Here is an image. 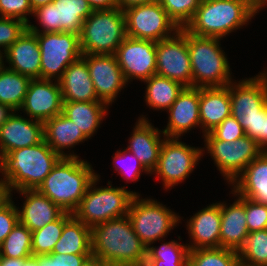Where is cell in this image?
Segmentation results:
<instances>
[{"label":"cell","instance_id":"1","mask_svg":"<svg viewBox=\"0 0 267 266\" xmlns=\"http://www.w3.org/2000/svg\"><path fill=\"white\" fill-rule=\"evenodd\" d=\"M92 255L108 266H136L146 260L147 248L134 232L128 216L91 228Z\"/></svg>","mask_w":267,"mask_h":266},{"label":"cell","instance_id":"2","mask_svg":"<svg viewBox=\"0 0 267 266\" xmlns=\"http://www.w3.org/2000/svg\"><path fill=\"white\" fill-rule=\"evenodd\" d=\"M61 158L45 140L34 146L15 149L0 158V172L4 174L2 181L10 194L12 189H37Z\"/></svg>","mask_w":267,"mask_h":266},{"label":"cell","instance_id":"3","mask_svg":"<svg viewBox=\"0 0 267 266\" xmlns=\"http://www.w3.org/2000/svg\"><path fill=\"white\" fill-rule=\"evenodd\" d=\"M87 161L78 157H62L37 190L65 212L73 213L97 176Z\"/></svg>","mask_w":267,"mask_h":266},{"label":"cell","instance_id":"4","mask_svg":"<svg viewBox=\"0 0 267 266\" xmlns=\"http://www.w3.org/2000/svg\"><path fill=\"white\" fill-rule=\"evenodd\" d=\"M254 15L253 0H201L184 29L195 36L221 39Z\"/></svg>","mask_w":267,"mask_h":266},{"label":"cell","instance_id":"5","mask_svg":"<svg viewBox=\"0 0 267 266\" xmlns=\"http://www.w3.org/2000/svg\"><path fill=\"white\" fill-rule=\"evenodd\" d=\"M219 38L199 37L187 32L192 67V87H224L231 83L230 66Z\"/></svg>","mask_w":267,"mask_h":266},{"label":"cell","instance_id":"6","mask_svg":"<svg viewBox=\"0 0 267 266\" xmlns=\"http://www.w3.org/2000/svg\"><path fill=\"white\" fill-rule=\"evenodd\" d=\"M125 38V15L120 8L93 10L79 34L82 54L114 55Z\"/></svg>","mask_w":267,"mask_h":266},{"label":"cell","instance_id":"7","mask_svg":"<svg viewBox=\"0 0 267 266\" xmlns=\"http://www.w3.org/2000/svg\"><path fill=\"white\" fill-rule=\"evenodd\" d=\"M97 175L88 186L78 208L73 216L92 228L100 223L127 216L132 199L137 193L128 191L125 187L95 188L99 180ZM94 185V188H92ZM93 189V190H92Z\"/></svg>","mask_w":267,"mask_h":266},{"label":"cell","instance_id":"8","mask_svg":"<svg viewBox=\"0 0 267 266\" xmlns=\"http://www.w3.org/2000/svg\"><path fill=\"white\" fill-rule=\"evenodd\" d=\"M134 232L148 248L161 240L179 222V217L163 204L152 199H139L135 195L127 214Z\"/></svg>","mask_w":267,"mask_h":266},{"label":"cell","instance_id":"9","mask_svg":"<svg viewBox=\"0 0 267 266\" xmlns=\"http://www.w3.org/2000/svg\"><path fill=\"white\" fill-rule=\"evenodd\" d=\"M41 50V79L57 81L66 68L82 57L78 34L67 32L36 33Z\"/></svg>","mask_w":267,"mask_h":266},{"label":"cell","instance_id":"10","mask_svg":"<svg viewBox=\"0 0 267 266\" xmlns=\"http://www.w3.org/2000/svg\"><path fill=\"white\" fill-rule=\"evenodd\" d=\"M204 137L208 153L231 184L263 152L257 142L246 135L231 142L217 140L210 132L204 134Z\"/></svg>","mask_w":267,"mask_h":266},{"label":"cell","instance_id":"11","mask_svg":"<svg viewBox=\"0 0 267 266\" xmlns=\"http://www.w3.org/2000/svg\"><path fill=\"white\" fill-rule=\"evenodd\" d=\"M93 9L86 0H53L52 3L34 9L33 14L42 25L43 31L28 24L33 33L67 32L80 34L84 20Z\"/></svg>","mask_w":267,"mask_h":266},{"label":"cell","instance_id":"12","mask_svg":"<svg viewBox=\"0 0 267 266\" xmlns=\"http://www.w3.org/2000/svg\"><path fill=\"white\" fill-rule=\"evenodd\" d=\"M123 12L126 36L132 38L158 42L179 30L159 2L132 6Z\"/></svg>","mask_w":267,"mask_h":266},{"label":"cell","instance_id":"13","mask_svg":"<svg viewBox=\"0 0 267 266\" xmlns=\"http://www.w3.org/2000/svg\"><path fill=\"white\" fill-rule=\"evenodd\" d=\"M156 74L192 87V67L184 28L173 32L172 37L156 42Z\"/></svg>","mask_w":267,"mask_h":266},{"label":"cell","instance_id":"14","mask_svg":"<svg viewBox=\"0 0 267 266\" xmlns=\"http://www.w3.org/2000/svg\"><path fill=\"white\" fill-rule=\"evenodd\" d=\"M202 151L178 141V137H165L152 173L162 177L165 189H168L188 177L198 164Z\"/></svg>","mask_w":267,"mask_h":266},{"label":"cell","instance_id":"15","mask_svg":"<svg viewBox=\"0 0 267 266\" xmlns=\"http://www.w3.org/2000/svg\"><path fill=\"white\" fill-rule=\"evenodd\" d=\"M127 82L145 81L156 74V42L129 36L122 41L114 54Z\"/></svg>","mask_w":267,"mask_h":266},{"label":"cell","instance_id":"16","mask_svg":"<svg viewBox=\"0 0 267 266\" xmlns=\"http://www.w3.org/2000/svg\"><path fill=\"white\" fill-rule=\"evenodd\" d=\"M91 80L100 101L114 102L119 91L126 86V79L115 55L83 54Z\"/></svg>","mask_w":267,"mask_h":266},{"label":"cell","instance_id":"17","mask_svg":"<svg viewBox=\"0 0 267 266\" xmlns=\"http://www.w3.org/2000/svg\"><path fill=\"white\" fill-rule=\"evenodd\" d=\"M48 79H32L29 83L23 109L27 116L45 122L62 113L63 100L59 81L52 83Z\"/></svg>","mask_w":267,"mask_h":266},{"label":"cell","instance_id":"18","mask_svg":"<svg viewBox=\"0 0 267 266\" xmlns=\"http://www.w3.org/2000/svg\"><path fill=\"white\" fill-rule=\"evenodd\" d=\"M229 84L231 116L237 120L252 118L267 106V73Z\"/></svg>","mask_w":267,"mask_h":266},{"label":"cell","instance_id":"19","mask_svg":"<svg viewBox=\"0 0 267 266\" xmlns=\"http://www.w3.org/2000/svg\"><path fill=\"white\" fill-rule=\"evenodd\" d=\"M15 113L0 127V158L10 151L34 146L44 140V122Z\"/></svg>","mask_w":267,"mask_h":266},{"label":"cell","instance_id":"20","mask_svg":"<svg viewBox=\"0 0 267 266\" xmlns=\"http://www.w3.org/2000/svg\"><path fill=\"white\" fill-rule=\"evenodd\" d=\"M3 54L10 64L7 68L31 79H41V50L36 33L27 28Z\"/></svg>","mask_w":267,"mask_h":266},{"label":"cell","instance_id":"21","mask_svg":"<svg viewBox=\"0 0 267 266\" xmlns=\"http://www.w3.org/2000/svg\"><path fill=\"white\" fill-rule=\"evenodd\" d=\"M168 111L170 114L168 125L162 131L166 137H179L195 125H201L199 88L185 87Z\"/></svg>","mask_w":267,"mask_h":266},{"label":"cell","instance_id":"22","mask_svg":"<svg viewBox=\"0 0 267 266\" xmlns=\"http://www.w3.org/2000/svg\"><path fill=\"white\" fill-rule=\"evenodd\" d=\"M221 203L207 206L190 218L187 228L193 238L189 250L220 248Z\"/></svg>","mask_w":267,"mask_h":266},{"label":"cell","instance_id":"23","mask_svg":"<svg viewBox=\"0 0 267 266\" xmlns=\"http://www.w3.org/2000/svg\"><path fill=\"white\" fill-rule=\"evenodd\" d=\"M248 234L246 198L239 196L229 207L221 203L220 247L239 252Z\"/></svg>","mask_w":267,"mask_h":266},{"label":"cell","instance_id":"24","mask_svg":"<svg viewBox=\"0 0 267 266\" xmlns=\"http://www.w3.org/2000/svg\"><path fill=\"white\" fill-rule=\"evenodd\" d=\"M19 192L26 197L22 210H18L19 222L31 232L57 220L65 212L37 189Z\"/></svg>","mask_w":267,"mask_h":266},{"label":"cell","instance_id":"25","mask_svg":"<svg viewBox=\"0 0 267 266\" xmlns=\"http://www.w3.org/2000/svg\"><path fill=\"white\" fill-rule=\"evenodd\" d=\"M58 81L63 101H100L91 80L86 60L83 57L71 63Z\"/></svg>","mask_w":267,"mask_h":266},{"label":"cell","instance_id":"26","mask_svg":"<svg viewBox=\"0 0 267 266\" xmlns=\"http://www.w3.org/2000/svg\"><path fill=\"white\" fill-rule=\"evenodd\" d=\"M160 130L155 129L149 121L142 117L138 120L130 144L126 148L133 153L148 173L156 168L160 150L164 140H160Z\"/></svg>","mask_w":267,"mask_h":266},{"label":"cell","instance_id":"27","mask_svg":"<svg viewBox=\"0 0 267 266\" xmlns=\"http://www.w3.org/2000/svg\"><path fill=\"white\" fill-rule=\"evenodd\" d=\"M233 183L234 195L267 205V151L247 165Z\"/></svg>","mask_w":267,"mask_h":266},{"label":"cell","instance_id":"28","mask_svg":"<svg viewBox=\"0 0 267 266\" xmlns=\"http://www.w3.org/2000/svg\"><path fill=\"white\" fill-rule=\"evenodd\" d=\"M199 113L203 132L209 133L225 118L231 116L229 85L199 88Z\"/></svg>","mask_w":267,"mask_h":266},{"label":"cell","instance_id":"29","mask_svg":"<svg viewBox=\"0 0 267 266\" xmlns=\"http://www.w3.org/2000/svg\"><path fill=\"white\" fill-rule=\"evenodd\" d=\"M88 138L63 113L44 122V140L61 157H78L65 154L62 149L70 148Z\"/></svg>","mask_w":267,"mask_h":266},{"label":"cell","instance_id":"30","mask_svg":"<svg viewBox=\"0 0 267 266\" xmlns=\"http://www.w3.org/2000/svg\"><path fill=\"white\" fill-rule=\"evenodd\" d=\"M108 105L102 101H63L62 113L90 138L99 127Z\"/></svg>","mask_w":267,"mask_h":266},{"label":"cell","instance_id":"31","mask_svg":"<svg viewBox=\"0 0 267 266\" xmlns=\"http://www.w3.org/2000/svg\"><path fill=\"white\" fill-rule=\"evenodd\" d=\"M55 254H92L91 228L74 216L64 225Z\"/></svg>","mask_w":267,"mask_h":266},{"label":"cell","instance_id":"32","mask_svg":"<svg viewBox=\"0 0 267 266\" xmlns=\"http://www.w3.org/2000/svg\"><path fill=\"white\" fill-rule=\"evenodd\" d=\"M147 84L146 103L154 109L168 110L185 88L181 83L157 74L145 80Z\"/></svg>","mask_w":267,"mask_h":266},{"label":"cell","instance_id":"33","mask_svg":"<svg viewBox=\"0 0 267 266\" xmlns=\"http://www.w3.org/2000/svg\"><path fill=\"white\" fill-rule=\"evenodd\" d=\"M32 79L3 66L0 69V103L20 110Z\"/></svg>","mask_w":267,"mask_h":266},{"label":"cell","instance_id":"34","mask_svg":"<svg viewBox=\"0 0 267 266\" xmlns=\"http://www.w3.org/2000/svg\"><path fill=\"white\" fill-rule=\"evenodd\" d=\"M73 217V213L64 212L57 220L32 232V254L34 256L51 254L60 239L64 225Z\"/></svg>","mask_w":267,"mask_h":266},{"label":"cell","instance_id":"35","mask_svg":"<svg viewBox=\"0 0 267 266\" xmlns=\"http://www.w3.org/2000/svg\"><path fill=\"white\" fill-rule=\"evenodd\" d=\"M237 251L226 248H198L189 250L188 266H239Z\"/></svg>","mask_w":267,"mask_h":266},{"label":"cell","instance_id":"36","mask_svg":"<svg viewBox=\"0 0 267 266\" xmlns=\"http://www.w3.org/2000/svg\"><path fill=\"white\" fill-rule=\"evenodd\" d=\"M188 254L187 245L172 240L159 248L149 246L146 260L153 266H188Z\"/></svg>","mask_w":267,"mask_h":266},{"label":"cell","instance_id":"37","mask_svg":"<svg viewBox=\"0 0 267 266\" xmlns=\"http://www.w3.org/2000/svg\"><path fill=\"white\" fill-rule=\"evenodd\" d=\"M32 232L20 222L0 246V256L23 259L32 256Z\"/></svg>","mask_w":267,"mask_h":266},{"label":"cell","instance_id":"38","mask_svg":"<svg viewBox=\"0 0 267 266\" xmlns=\"http://www.w3.org/2000/svg\"><path fill=\"white\" fill-rule=\"evenodd\" d=\"M238 254L242 265L267 266V229L250 232Z\"/></svg>","mask_w":267,"mask_h":266},{"label":"cell","instance_id":"39","mask_svg":"<svg viewBox=\"0 0 267 266\" xmlns=\"http://www.w3.org/2000/svg\"><path fill=\"white\" fill-rule=\"evenodd\" d=\"M201 0H159L169 18L177 27L185 28L192 20Z\"/></svg>","mask_w":267,"mask_h":266},{"label":"cell","instance_id":"40","mask_svg":"<svg viewBox=\"0 0 267 266\" xmlns=\"http://www.w3.org/2000/svg\"><path fill=\"white\" fill-rule=\"evenodd\" d=\"M27 28L28 24L23 20L0 17V47L5 51Z\"/></svg>","mask_w":267,"mask_h":266},{"label":"cell","instance_id":"41","mask_svg":"<svg viewBox=\"0 0 267 266\" xmlns=\"http://www.w3.org/2000/svg\"><path fill=\"white\" fill-rule=\"evenodd\" d=\"M33 12L30 0H0V16L2 18L19 19L29 24L27 14H33Z\"/></svg>","mask_w":267,"mask_h":266},{"label":"cell","instance_id":"42","mask_svg":"<svg viewBox=\"0 0 267 266\" xmlns=\"http://www.w3.org/2000/svg\"><path fill=\"white\" fill-rule=\"evenodd\" d=\"M246 222L249 233L267 229V205L246 198Z\"/></svg>","mask_w":267,"mask_h":266},{"label":"cell","instance_id":"43","mask_svg":"<svg viewBox=\"0 0 267 266\" xmlns=\"http://www.w3.org/2000/svg\"><path fill=\"white\" fill-rule=\"evenodd\" d=\"M210 133L217 139L222 141H235L245 136L240 121L229 116L217 125Z\"/></svg>","mask_w":267,"mask_h":266},{"label":"cell","instance_id":"44","mask_svg":"<svg viewBox=\"0 0 267 266\" xmlns=\"http://www.w3.org/2000/svg\"><path fill=\"white\" fill-rule=\"evenodd\" d=\"M11 198L0 206V246L19 222L18 208L13 204Z\"/></svg>","mask_w":267,"mask_h":266},{"label":"cell","instance_id":"45","mask_svg":"<svg viewBox=\"0 0 267 266\" xmlns=\"http://www.w3.org/2000/svg\"><path fill=\"white\" fill-rule=\"evenodd\" d=\"M92 254H55L38 256L39 266H80Z\"/></svg>","mask_w":267,"mask_h":266},{"label":"cell","instance_id":"46","mask_svg":"<svg viewBox=\"0 0 267 266\" xmlns=\"http://www.w3.org/2000/svg\"><path fill=\"white\" fill-rule=\"evenodd\" d=\"M128 154L129 155L132 154V158L134 159L131 161L132 163H130L129 159H127L129 157ZM125 158L128 160V161L127 160L126 161L129 162L130 164L129 163L127 164V162L125 163ZM113 159H114L115 163H118V164H120V162L125 163V166L123 168H120V167L117 168L116 166H118V164H116L114 166H115V170L119 171L120 174H123L124 176H126V175L128 176L127 180H129V178L131 179V181L138 180L140 175H141L140 174L141 169H142V171H145L146 173L148 172L145 169V167L140 163V161L137 159V157L133 153L129 152L127 149H124L123 151H120V150L117 151L116 155L113 157ZM126 165H127V167H126Z\"/></svg>","mask_w":267,"mask_h":266},{"label":"cell","instance_id":"47","mask_svg":"<svg viewBox=\"0 0 267 266\" xmlns=\"http://www.w3.org/2000/svg\"><path fill=\"white\" fill-rule=\"evenodd\" d=\"M240 124L244 129L245 135L257 141L261 137L263 125V109L258 115L252 118H241Z\"/></svg>","mask_w":267,"mask_h":266},{"label":"cell","instance_id":"48","mask_svg":"<svg viewBox=\"0 0 267 266\" xmlns=\"http://www.w3.org/2000/svg\"><path fill=\"white\" fill-rule=\"evenodd\" d=\"M93 10L118 8L117 0H86Z\"/></svg>","mask_w":267,"mask_h":266},{"label":"cell","instance_id":"49","mask_svg":"<svg viewBox=\"0 0 267 266\" xmlns=\"http://www.w3.org/2000/svg\"><path fill=\"white\" fill-rule=\"evenodd\" d=\"M256 142L263 151H267V106L263 109L261 137Z\"/></svg>","mask_w":267,"mask_h":266},{"label":"cell","instance_id":"50","mask_svg":"<svg viewBox=\"0 0 267 266\" xmlns=\"http://www.w3.org/2000/svg\"><path fill=\"white\" fill-rule=\"evenodd\" d=\"M11 111V112H10ZM12 106L0 103V127L7 122L10 117L14 114L13 112H16Z\"/></svg>","mask_w":267,"mask_h":266},{"label":"cell","instance_id":"51","mask_svg":"<svg viewBox=\"0 0 267 266\" xmlns=\"http://www.w3.org/2000/svg\"><path fill=\"white\" fill-rule=\"evenodd\" d=\"M118 8L122 11L136 5L159 2V0H117Z\"/></svg>","mask_w":267,"mask_h":266},{"label":"cell","instance_id":"52","mask_svg":"<svg viewBox=\"0 0 267 266\" xmlns=\"http://www.w3.org/2000/svg\"><path fill=\"white\" fill-rule=\"evenodd\" d=\"M25 258H8L0 256V266H23Z\"/></svg>","mask_w":267,"mask_h":266},{"label":"cell","instance_id":"53","mask_svg":"<svg viewBox=\"0 0 267 266\" xmlns=\"http://www.w3.org/2000/svg\"><path fill=\"white\" fill-rule=\"evenodd\" d=\"M80 266H108L99 257L90 255L87 257Z\"/></svg>","mask_w":267,"mask_h":266},{"label":"cell","instance_id":"54","mask_svg":"<svg viewBox=\"0 0 267 266\" xmlns=\"http://www.w3.org/2000/svg\"><path fill=\"white\" fill-rule=\"evenodd\" d=\"M11 197L6 184L0 180V206Z\"/></svg>","mask_w":267,"mask_h":266},{"label":"cell","instance_id":"55","mask_svg":"<svg viewBox=\"0 0 267 266\" xmlns=\"http://www.w3.org/2000/svg\"><path fill=\"white\" fill-rule=\"evenodd\" d=\"M23 266H39L38 265V256L32 255L30 257L25 258Z\"/></svg>","mask_w":267,"mask_h":266},{"label":"cell","instance_id":"56","mask_svg":"<svg viewBox=\"0 0 267 266\" xmlns=\"http://www.w3.org/2000/svg\"><path fill=\"white\" fill-rule=\"evenodd\" d=\"M53 0H30V4L34 9H36L37 7L39 6H42V5H47L49 3H52Z\"/></svg>","mask_w":267,"mask_h":266},{"label":"cell","instance_id":"57","mask_svg":"<svg viewBox=\"0 0 267 266\" xmlns=\"http://www.w3.org/2000/svg\"><path fill=\"white\" fill-rule=\"evenodd\" d=\"M254 12L255 14L258 13L257 11L259 9H262L263 6H265V4L267 3V0H254Z\"/></svg>","mask_w":267,"mask_h":266},{"label":"cell","instance_id":"58","mask_svg":"<svg viewBox=\"0 0 267 266\" xmlns=\"http://www.w3.org/2000/svg\"><path fill=\"white\" fill-rule=\"evenodd\" d=\"M136 266H153L149 261L144 260L142 263H140L139 265Z\"/></svg>","mask_w":267,"mask_h":266},{"label":"cell","instance_id":"59","mask_svg":"<svg viewBox=\"0 0 267 266\" xmlns=\"http://www.w3.org/2000/svg\"><path fill=\"white\" fill-rule=\"evenodd\" d=\"M1 53H3V52H1V50H0V69L4 66L3 59H2L3 55Z\"/></svg>","mask_w":267,"mask_h":266}]
</instances>
